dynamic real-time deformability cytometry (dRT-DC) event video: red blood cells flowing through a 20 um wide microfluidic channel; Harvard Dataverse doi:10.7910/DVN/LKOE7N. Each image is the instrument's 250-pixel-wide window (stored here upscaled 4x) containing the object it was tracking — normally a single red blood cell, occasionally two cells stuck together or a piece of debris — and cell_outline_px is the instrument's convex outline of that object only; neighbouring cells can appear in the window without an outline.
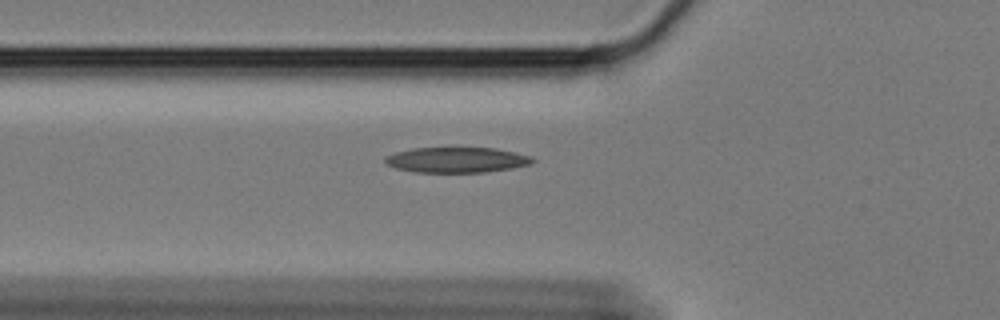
{"species": "Egyptian fruit bat (a non-hibernating species)", "species_latin": "Rousettus aegyptiacus", "temperature_condition": "cold", "stored_images_in_passage": 21, "camera_frame_rate_fps": 3000, "um_per_image_px": 0.085, "animal": {"sex": "female"}, "frame": {"image": 1, "passage_image": 2, "time_ms": 0.333, "image_size_px": [1000, 320], "cell_outline_px": [[536, 160], [528, 164], [512, 168], [488, 172], [412, 172], [396, 168], [388, 164], [384, 160], [384, 156], [396, 152], [412, 148], [496, 148], [516, 152], [532, 156]], "centroid_in_image_um": [38.82, 13.59], "position_along_channel_um": 87.0, "area_um2": 21.85}}
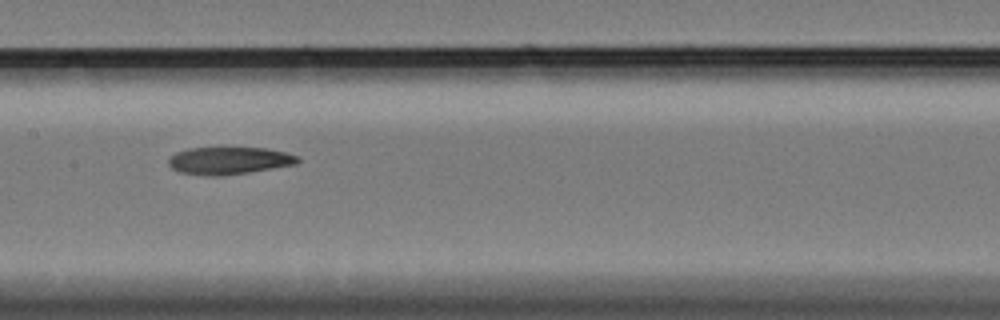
{"frame": {"image": 2, "passage_image": 11, "time_ms": 3.333, "image_size_px": [1000, 320], "cell_outline_px": [[300, 160], [296, 164], [248, 172], [220, 176], [208, 176], [180, 172], [172, 168], [168, 164], [168, 160], [176, 152], [188, 148], [268, 148], [288, 152], [300, 156]], "centroid_in_image_um": [19.5, 13.65], "position_along_channel_um": 187.9, "area_um2": 20.63}}
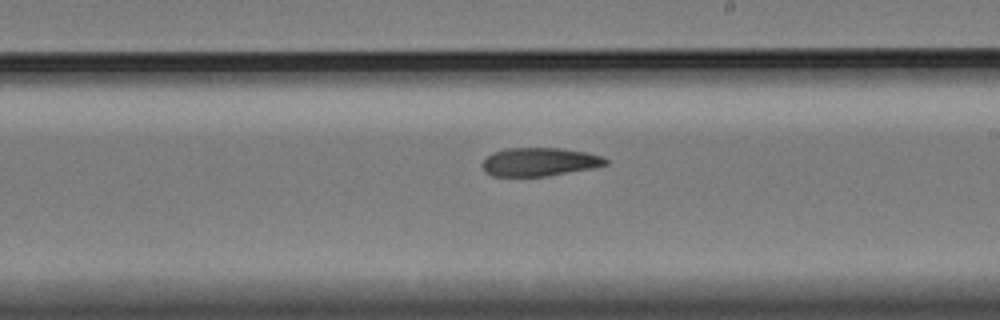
{"frame": {"image": 3, "passage_image": 16, "time_ms": 5.0, "image_size_px": [1000, 320], "cell_outline_px": [[608, 164], [592, 168], [548, 176], [492, 176], [484, 172], [480, 164], [492, 152], [504, 148], [560, 148], [588, 152], [600, 156], [608, 160]], "centroid_in_image_um": [45.82, 13.76], "position_along_channel_um": 243.2, "area_um2": 20.58}}